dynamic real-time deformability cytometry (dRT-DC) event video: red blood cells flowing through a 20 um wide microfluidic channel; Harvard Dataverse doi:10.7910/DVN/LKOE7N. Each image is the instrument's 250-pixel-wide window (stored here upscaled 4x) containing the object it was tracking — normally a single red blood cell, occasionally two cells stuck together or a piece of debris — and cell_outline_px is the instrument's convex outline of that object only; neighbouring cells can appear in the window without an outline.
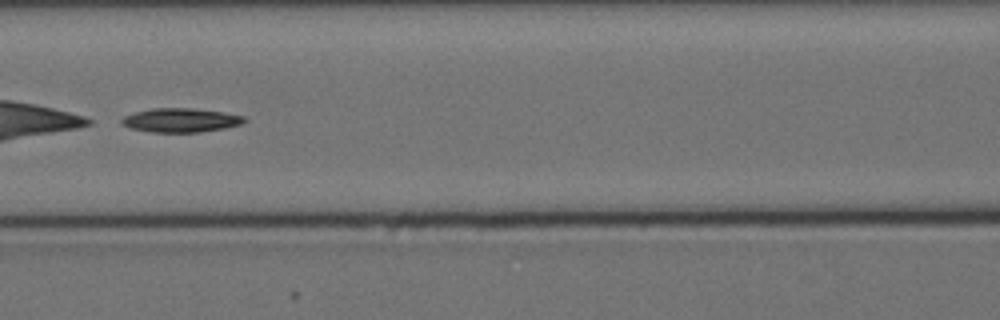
{"species": "Egyptian fruit bat (a non-hibernating species)", "species_latin": "Rousettus aegyptiacus", "temperature_condition": "cold", "stored_images_in_passage": 49, "camera_frame_rate_fps": 3000, "um_per_image_px": 0.085, "animal": {"sex": "female"}, "frame": {"image": 1, "passage_image": 22, "time_ms": 7.0, "image_size_px": [1000, 320], "cell_outline_px": [[248, 120], [240, 124], [224, 128], [200, 132], [152, 132], [132, 128], [120, 124], [120, 120], [124, 116], [136, 112], [152, 108], [192, 108], [224, 112], [244, 116]], "centroid_in_image_um": [15.36, 10.21], "position_along_channel_um": 151.2, "area_um2": 17.11}, "authors_computed_cell_mechanics": {"area_um2": 17.918, "velocity_mm_per_s": 3.4564, "shape_relaxation_time_tau1_ms": 1.5542, "shape_relaxation_time_tau2_ms": null, "deformation_change_tau1": 0.2207, "deformation_change_tau2": null}}